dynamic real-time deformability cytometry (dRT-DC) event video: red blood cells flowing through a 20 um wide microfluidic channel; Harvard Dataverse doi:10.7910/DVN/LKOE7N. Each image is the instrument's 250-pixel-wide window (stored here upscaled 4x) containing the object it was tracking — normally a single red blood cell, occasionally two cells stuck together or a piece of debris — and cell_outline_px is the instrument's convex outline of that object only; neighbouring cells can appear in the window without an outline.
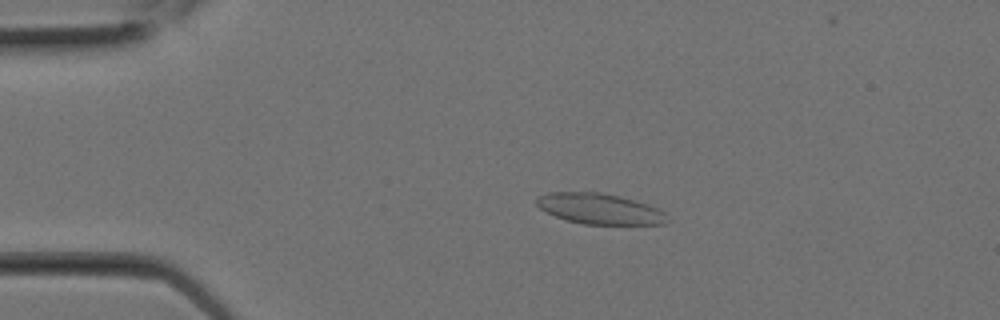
{"species": "Egyptian fruit bat (a non-hibernating species)", "species_latin": "Rousettus aegyptiacus", "temperature_condition": "room temperature", "stored_images_in_passage": 1, "camera_frame_rate_fps": 3000, "um_per_image_px": 0.085, "animal": {"sex": "female"}, "frame": {"image": 1, "passage_image": 1, "time_ms": 0.0, "image_size_px": [1000, 320], "cell_outline_px": [[672, 220], [664, 224], [584, 224], [568, 220], [556, 216], [540, 208], [536, 204], [536, 200], [540, 196], [548, 192], [600, 192], [620, 196], [648, 204], [660, 208]], "centroid_in_image_um": [51.04, 17.75], "position_along_channel_um": 34.0, "area_um2": 23.35}}